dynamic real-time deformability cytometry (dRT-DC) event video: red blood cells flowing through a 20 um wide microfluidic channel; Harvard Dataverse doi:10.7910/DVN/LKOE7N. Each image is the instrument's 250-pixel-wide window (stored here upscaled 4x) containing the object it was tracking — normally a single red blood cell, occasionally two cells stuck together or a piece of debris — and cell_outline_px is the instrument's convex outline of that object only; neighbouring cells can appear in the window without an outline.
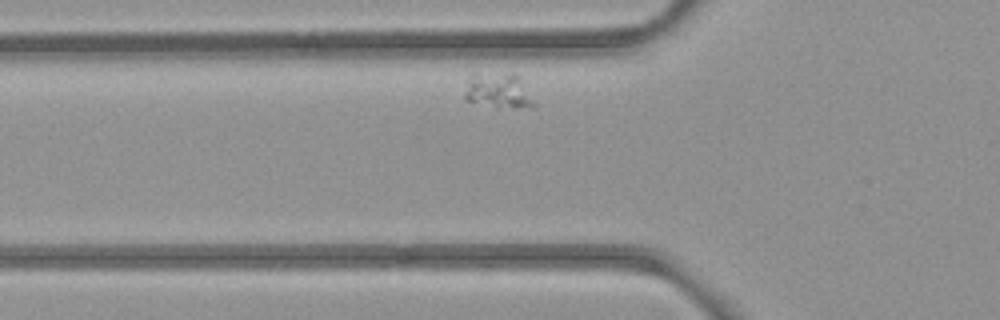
{"species": "common noctule bat (a hibernating species)", "species_latin": "Nyctalus noctula", "temperature_condition": "room temperature", "stored_images_in_passage": 5, "segment_of_instrument_passage": [2, 2], "camera_frame_rate_fps": 3000, "um_per_image_px": 0.085, "animal": {"sex": "female", "body_mass_g": 21.9}, "frame": {"image": 1, "passage_image": 5, "time_ms": 4.667, "image_size_px": [1000, 320], "cell_outline_px": [[536, 108], [496, 108], [468, 100], [464, 96], [464, 92], [468, 76], [472, 72], [512, 72], [516, 76], [536, 104]], "centroid_in_image_um": [42.31, 7.7], "position_along_channel_um": 83.5, "area_um2": 14.57}}